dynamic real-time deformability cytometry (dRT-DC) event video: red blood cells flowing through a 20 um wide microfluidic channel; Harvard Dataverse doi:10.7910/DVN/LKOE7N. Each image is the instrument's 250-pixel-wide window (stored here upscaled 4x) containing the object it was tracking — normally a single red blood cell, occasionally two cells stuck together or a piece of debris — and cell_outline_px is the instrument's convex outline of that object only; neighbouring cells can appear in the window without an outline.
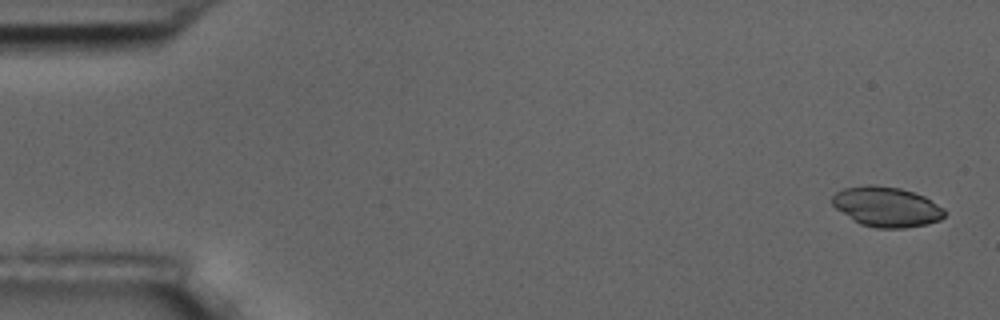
{"species": "common noctule bat (a hibernating species)", "species_latin": "Nyctalus noctula", "temperature_condition": "room temperature", "stored_images_in_passage": 5, "camera_frame_rate_fps": 3000, "um_per_image_px": 0.085, "animal": {"sex": "male", "body_mass_g": 17.5, "forearm_length_mm": 52.3}, "frame": {"image": 1, "passage_image": 1, "time_ms": 0.0, "image_size_px": [1000, 320], "cell_outline_px": [[948, 212], [940, 220], [928, 224], [904, 228], [876, 228], [860, 224], [852, 220], [836, 208], [832, 204], [832, 196], [836, 192], [844, 188], [868, 184], [876, 184], [900, 188], [924, 196], [944, 208]], "centroid_in_image_um": [75.37, 17.57], "position_along_channel_um": 9.6, "area_um2": 26.41}}
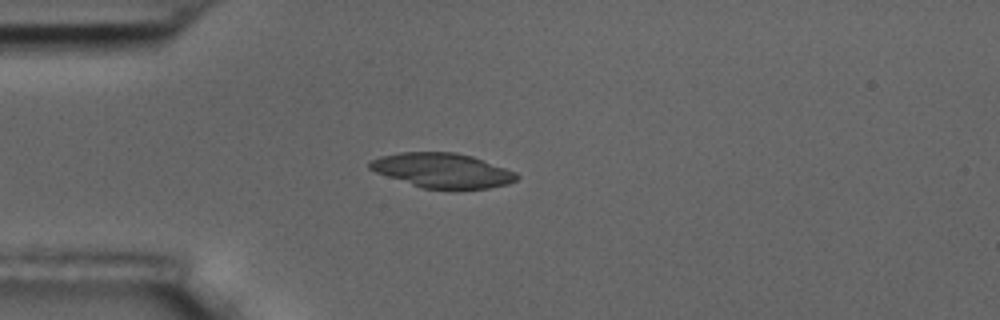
{"frame": {"image": 2, "passage_image": 5, "time_ms": 4.333, "image_size_px": [1000, 320], "cell_outline_px": [[520, 176], [516, 180], [508, 184], [488, 188], [424, 188], [376, 172], [368, 168], [368, 160], [380, 156], [400, 152], [456, 152], [472, 156], [516, 172]], "centroid_in_image_um": [37.59, 14.46], "position_along_channel_um": 47.4, "area_um2": 29.3}}